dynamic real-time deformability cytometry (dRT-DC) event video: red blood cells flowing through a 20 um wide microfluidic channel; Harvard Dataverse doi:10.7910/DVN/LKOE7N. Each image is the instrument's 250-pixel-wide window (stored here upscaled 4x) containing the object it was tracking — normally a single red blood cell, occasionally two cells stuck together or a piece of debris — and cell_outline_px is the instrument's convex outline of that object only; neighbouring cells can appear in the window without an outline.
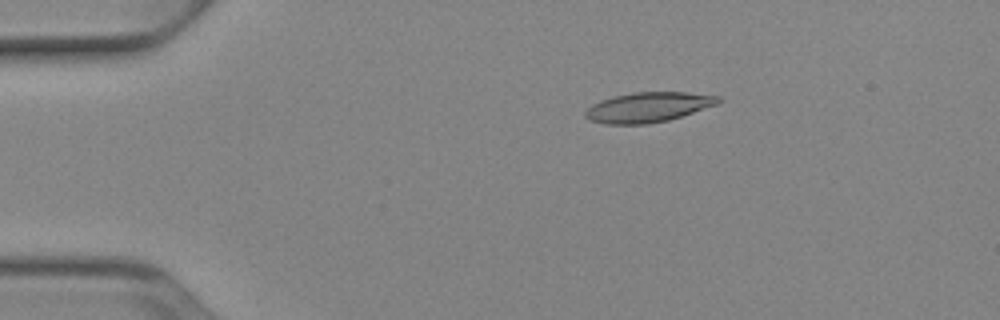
{"species": "Egyptian fruit bat (a non-hibernating species)", "species_latin": "Rousettus aegyptiacus", "temperature_condition": "cold", "stored_images_in_passage": 52, "camera_frame_rate_fps": 3000, "um_per_image_px": 0.085, "animal": {"sex": "female"}, "frame": {"image": 1, "passage_image": 10, "time_ms": 3.0, "image_size_px": [1000, 320], "cell_outline_px": [[720, 104], [668, 120], [648, 124], [604, 124], [588, 120], [584, 116], [584, 112], [592, 104], [600, 100], [612, 96], [632, 92], [688, 92], [720, 96]], "centroid_in_image_um": [55.08, 9.11], "position_along_channel_um": 29.9, "area_um2": 23.47}}
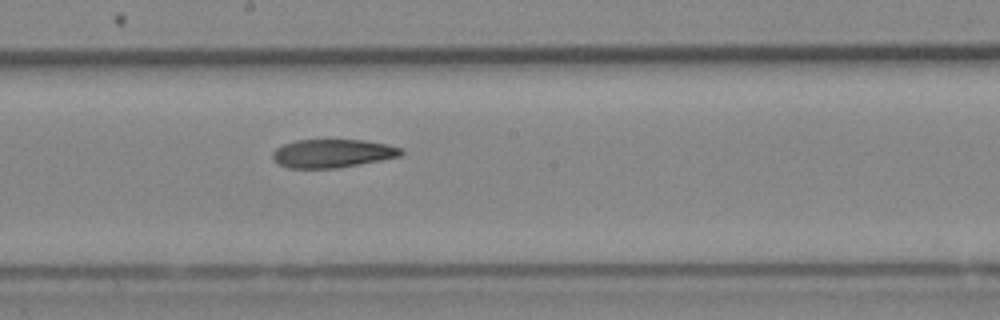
{"frame": {"image": 2, "passage_image": 29, "time_ms": 9.333, "image_size_px": [1000, 320], "cell_outline_px": [[404, 152], [400, 156], [380, 160], [336, 168], [288, 168], [272, 160], [272, 152], [276, 148], [284, 144], [296, 140], [364, 140], [388, 144], [400, 148]], "centroid_in_image_um": [28.23, 13.03], "position_along_channel_um": 220.0, "area_um2": 21.15}}
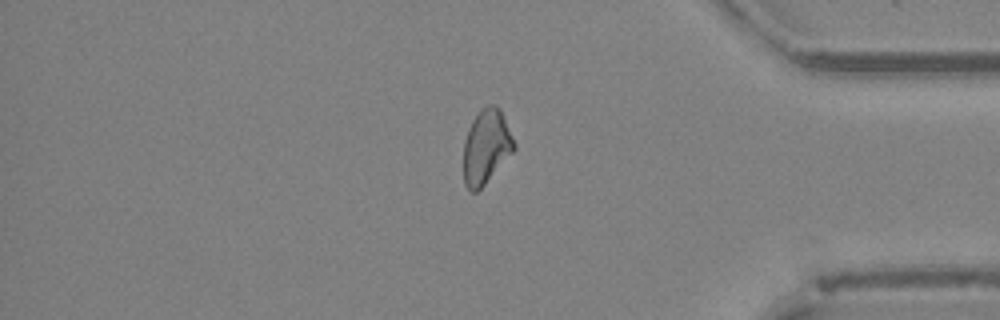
{"frame": {"image": 3, "passage_image": 44, "time_ms": 14.333, "image_size_px": [1000, 320], "cell_outline_px": [[516, 148], [484, 184], [476, 192], [472, 192], [464, 184], [464, 140], [468, 128], [472, 120], [480, 108], [492, 104], [496, 104], [500, 108], [516, 144]], "centroid_in_image_um": [41.32, 12.43], "position_along_channel_um": 393.9, "area_um2": 21.79}}